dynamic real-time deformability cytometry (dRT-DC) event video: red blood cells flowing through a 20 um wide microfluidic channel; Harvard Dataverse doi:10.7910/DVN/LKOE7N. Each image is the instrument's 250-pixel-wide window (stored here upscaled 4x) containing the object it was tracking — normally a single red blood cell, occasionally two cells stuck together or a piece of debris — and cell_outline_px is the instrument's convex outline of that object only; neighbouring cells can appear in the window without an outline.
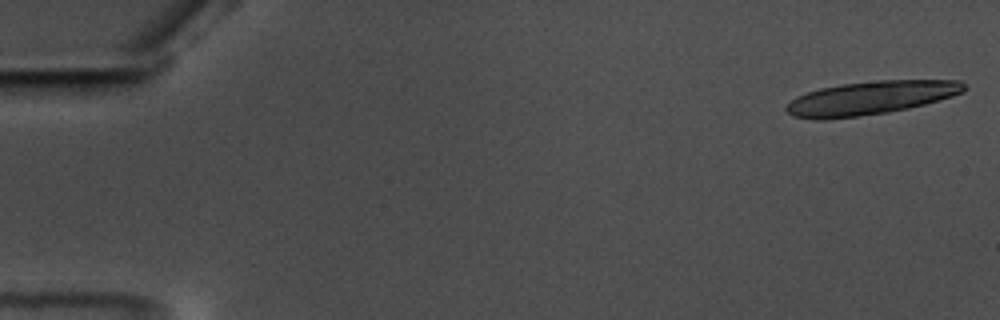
{"species": "common noctule bat (a hibernating species)", "species_latin": "Nyctalus noctula", "temperature_condition": "warm", "stored_images_in_passage": 20, "camera_frame_rate_fps": 3000, "um_per_image_px": 0.085, "animal": {"sex": "male", "body_mass_g": 17.5, "forearm_length_mm": 52.3}, "frame": {"image": 1, "passage_image": 1, "time_ms": 0.0, "image_size_px": [1000, 320], "cell_outline_px": [[968, 88], [964, 92], [952, 96], [924, 104], [908, 108], [888, 112], [824, 120], [812, 120], [792, 116], [784, 108], [796, 96], [820, 88], [840, 84], [880, 80], [960, 80]], "centroid_in_image_um": [73.99, 8.32], "position_along_channel_um": 11.0, "area_um2": 34.68}}